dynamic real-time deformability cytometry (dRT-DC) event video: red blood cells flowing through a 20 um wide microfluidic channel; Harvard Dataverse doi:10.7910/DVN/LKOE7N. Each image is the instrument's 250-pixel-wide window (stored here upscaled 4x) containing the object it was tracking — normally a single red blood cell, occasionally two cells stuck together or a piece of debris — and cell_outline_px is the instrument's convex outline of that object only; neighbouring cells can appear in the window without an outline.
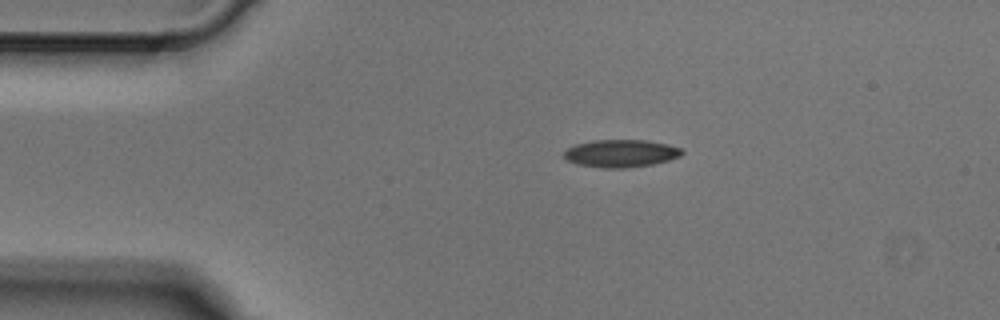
{"species": "Egyptian fruit bat (a non-hibernating species)", "species_latin": "Rousettus aegyptiacus", "temperature_condition": "cold", "stored_images_in_passage": 2, "camera_frame_rate_fps": 3000, "um_per_image_px": 0.085, "animal": {"sex": "male"}, "frame": {"image": 1, "passage_image": 1, "time_ms": 0.0, "image_size_px": [1000, 320], "cell_outline_px": [[684, 152], [680, 156], [668, 160], [652, 164], [624, 168], [604, 168], [576, 164], [568, 160], [564, 156], [564, 152], [568, 148], [576, 144], [592, 140], [648, 140], [668, 144], [684, 148]], "centroid_in_image_um": [52.81, 13.03], "position_along_channel_um": 32.2, "area_um2": 19.02}}